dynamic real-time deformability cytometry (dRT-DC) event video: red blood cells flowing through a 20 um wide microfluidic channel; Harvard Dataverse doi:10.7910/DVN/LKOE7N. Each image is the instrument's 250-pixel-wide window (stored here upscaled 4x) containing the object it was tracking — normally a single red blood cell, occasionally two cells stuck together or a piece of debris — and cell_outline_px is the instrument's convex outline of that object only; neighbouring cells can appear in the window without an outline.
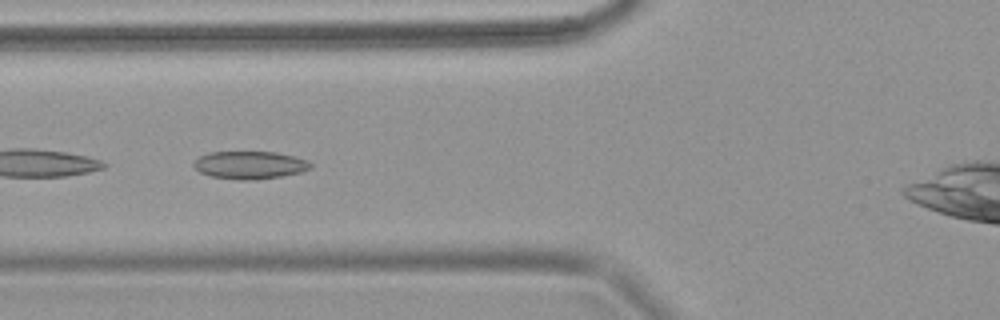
{"species": "common noctule bat (a hibernating species)", "species_latin": "Nyctalus noctula", "temperature_condition": "warm", "stored_images_in_passage": 48, "camera_frame_rate_fps": 3000, "um_per_image_px": 0.085, "animal": {"sex": "female", "body_mass_g": 18.4}, "frame": {"image": 1, "passage_image": 14, "time_ms": 4.333, "image_size_px": [1000, 320], "cell_outline_px": [[312, 168], [300, 172], [280, 176], [256, 180], [240, 180], [212, 176], [200, 172], [192, 164], [200, 156], [208, 152], [276, 152], [308, 160], [312, 164]], "centroid_in_image_um": [21.24, 14.03], "position_along_channel_um": 104.6, "area_um2": 18.79}}